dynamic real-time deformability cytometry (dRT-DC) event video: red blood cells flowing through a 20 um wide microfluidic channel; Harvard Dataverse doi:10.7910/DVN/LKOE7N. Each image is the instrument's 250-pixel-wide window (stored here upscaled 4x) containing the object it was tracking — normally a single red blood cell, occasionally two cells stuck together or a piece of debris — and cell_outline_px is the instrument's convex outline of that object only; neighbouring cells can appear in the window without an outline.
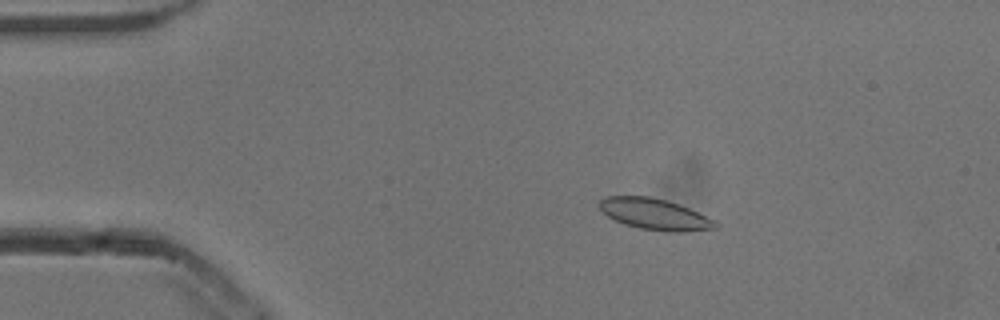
{"species": "common noctule bat (a hibernating species)", "species_latin": "Nyctalus noctula", "temperature_condition": "cold", "stored_images_in_passage": 54, "camera_frame_rate_fps": 3000, "um_per_image_px": 0.085, "animal": {"sex": "male", "body_mass_g": 13.3}, "frame": {"image": 1, "passage_image": 10, "time_ms": 3.0, "image_size_px": [1000, 320], "cell_outline_px": [[720, 228], [688, 232], [664, 232], [640, 228], [624, 224], [608, 216], [596, 204], [604, 196], [648, 196], [668, 200], [680, 204], [716, 220], [720, 224]], "centroid_in_image_um": [55.72, 18.21], "position_along_channel_um": 29.3, "area_um2": 21.5}}
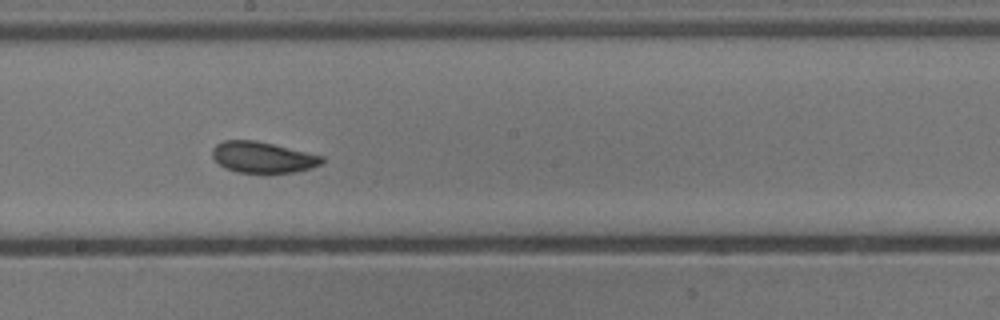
{"frame": {"image": 2, "passage_image": 30, "time_ms": 9.667, "image_size_px": [1000, 320], "cell_outline_px": [[324, 160], [320, 164], [312, 168], [296, 172], [264, 176], [236, 172], [224, 168], [212, 156], [212, 148], [216, 144], [224, 140], [256, 140], [324, 156]], "centroid_in_image_um": [22.33, 13.42], "position_along_channel_um": 225.9, "area_um2": 20.63}}
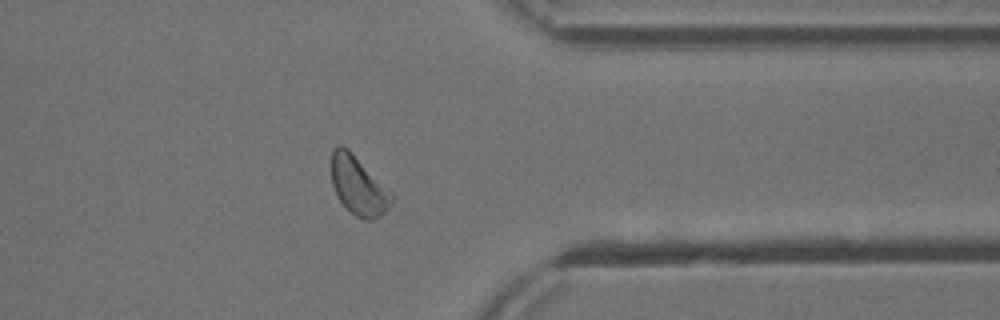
{"frame": {"image": 3, "passage_image": 43, "time_ms": 14.0, "image_size_px": [1000, 320], "cell_outline_px": [[392, 200], [388, 208], [380, 216], [372, 220], [364, 220], [356, 216], [340, 200], [332, 184], [332, 148], [340, 144], [348, 148], [392, 192]], "centroid_in_image_um": [30.47, 15.76], "position_along_channel_um": 380.9, "area_um2": 20.29}, "authors_computed_cell_mechanics": {"area_um2": 20.6057, "velocity_mm_per_s": 3.8008, "shape_relaxation_time_tau1_ms": null, "shape_relaxation_time_tau2_ms": 2.4489, "deformation_change_tau1": null, "deformation_change_tau2": 0.0648}}